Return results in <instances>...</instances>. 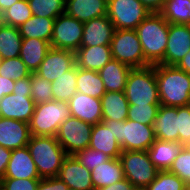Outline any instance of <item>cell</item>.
<instances>
[{
	"instance_id": "obj_1",
	"label": "cell",
	"mask_w": 190,
	"mask_h": 190,
	"mask_svg": "<svg viewBox=\"0 0 190 190\" xmlns=\"http://www.w3.org/2000/svg\"><path fill=\"white\" fill-rule=\"evenodd\" d=\"M160 105H190V74L176 66L155 64Z\"/></svg>"
},
{
	"instance_id": "obj_2",
	"label": "cell",
	"mask_w": 190,
	"mask_h": 190,
	"mask_svg": "<svg viewBox=\"0 0 190 190\" xmlns=\"http://www.w3.org/2000/svg\"><path fill=\"white\" fill-rule=\"evenodd\" d=\"M145 60L150 65L164 64L169 23L159 12L149 14L135 29Z\"/></svg>"
},
{
	"instance_id": "obj_3",
	"label": "cell",
	"mask_w": 190,
	"mask_h": 190,
	"mask_svg": "<svg viewBox=\"0 0 190 190\" xmlns=\"http://www.w3.org/2000/svg\"><path fill=\"white\" fill-rule=\"evenodd\" d=\"M27 148L41 179L56 177L68 156L56 137L31 136Z\"/></svg>"
},
{
	"instance_id": "obj_4",
	"label": "cell",
	"mask_w": 190,
	"mask_h": 190,
	"mask_svg": "<svg viewBox=\"0 0 190 190\" xmlns=\"http://www.w3.org/2000/svg\"><path fill=\"white\" fill-rule=\"evenodd\" d=\"M112 130L122 151H147L155 142L153 125L126 119L124 121L102 120Z\"/></svg>"
},
{
	"instance_id": "obj_5",
	"label": "cell",
	"mask_w": 190,
	"mask_h": 190,
	"mask_svg": "<svg viewBox=\"0 0 190 190\" xmlns=\"http://www.w3.org/2000/svg\"><path fill=\"white\" fill-rule=\"evenodd\" d=\"M124 94L129 104H160L155 65L132 68L129 72Z\"/></svg>"
},
{
	"instance_id": "obj_6",
	"label": "cell",
	"mask_w": 190,
	"mask_h": 190,
	"mask_svg": "<svg viewBox=\"0 0 190 190\" xmlns=\"http://www.w3.org/2000/svg\"><path fill=\"white\" fill-rule=\"evenodd\" d=\"M71 116L68 102L51 100L35 104L34 113L29 122L31 136L56 137L60 124Z\"/></svg>"
},
{
	"instance_id": "obj_7",
	"label": "cell",
	"mask_w": 190,
	"mask_h": 190,
	"mask_svg": "<svg viewBox=\"0 0 190 190\" xmlns=\"http://www.w3.org/2000/svg\"><path fill=\"white\" fill-rule=\"evenodd\" d=\"M125 178L137 190H144L159 170L151 162L147 151H122L120 158Z\"/></svg>"
},
{
	"instance_id": "obj_8",
	"label": "cell",
	"mask_w": 190,
	"mask_h": 190,
	"mask_svg": "<svg viewBox=\"0 0 190 190\" xmlns=\"http://www.w3.org/2000/svg\"><path fill=\"white\" fill-rule=\"evenodd\" d=\"M110 47L112 57L130 68L150 66L144 58L136 30H115Z\"/></svg>"
},
{
	"instance_id": "obj_9",
	"label": "cell",
	"mask_w": 190,
	"mask_h": 190,
	"mask_svg": "<svg viewBox=\"0 0 190 190\" xmlns=\"http://www.w3.org/2000/svg\"><path fill=\"white\" fill-rule=\"evenodd\" d=\"M149 14L140 0H107V16L116 30H135Z\"/></svg>"
},
{
	"instance_id": "obj_10",
	"label": "cell",
	"mask_w": 190,
	"mask_h": 190,
	"mask_svg": "<svg viewBox=\"0 0 190 190\" xmlns=\"http://www.w3.org/2000/svg\"><path fill=\"white\" fill-rule=\"evenodd\" d=\"M92 129V124L71 116L60 124L56 139L67 155H74L89 147Z\"/></svg>"
},
{
	"instance_id": "obj_11",
	"label": "cell",
	"mask_w": 190,
	"mask_h": 190,
	"mask_svg": "<svg viewBox=\"0 0 190 190\" xmlns=\"http://www.w3.org/2000/svg\"><path fill=\"white\" fill-rule=\"evenodd\" d=\"M84 23L67 15H59L53 25L50 45L53 48L76 52L81 47Z\"/></svg>"
},
{
	"instance_id": "obj_12",
	"label": "cell",
	"mask_w": 190,
	"mask_h": 190,
	"mask_svg": "<svg viewBox=\"0 0 190 190\" xmlns=\"http://www.w3.org/2000/svg\"><path fill=\"white\" fill-rule=\"evenodd\" d=\"M75 64V52L51 47L35 73L53 82L69 71Z\"/></svg>"
},
{
	"instance_id": "obj_13",
	"label": "cell",
	"mask_w": 190,
	"mask_h": 190,
	"mask_svg": "<svg viewBox=\"0 0 190 190\" xmlns=\"http://www.w3.org/2000/svg\"><path fill=\"white\" fill-rule=\"evenodd\" d=\"M190 50V26L170 24L164 65L176 66Z\"/></svg>"
},
{
	"instance_id": "obj_14",
	"label": "cell",
	"mask_w": 190,
	"mask_h": 190,
	"mask_svg": "<svg viewBox=\"0 0 190 190\" xmlns=\"http://www.w3.org/2000/svg\"><path fill=\"white\" fill-rule=\"evenodd\" d=\"M35 102L25 93L8 94L0 99V117L29 123L34 113Z\"/></svg>"
},
{
	"instance_id": "obj_15",
	"label": "cell",
	"mask_w": 190,
	"mask_h": 190,
	"mask_svg": "<svg viewBox=\"0 0 190 190\" xmlns=\"http://www.w3.org/2000/svg\"><path fill=\"white\" fill-rule=\"evenodd\" d=\"M64 181L69 189L94 190L91 171L80 164L73 155H68L57 176Z\"/></svg>"
},
{
	"instance_id": "obj_16",
	"label": "cell",
	"mask_w": 190,
	"mask_h": 190,
	"mask_svg": "<svg viewBox=\"0 0 190 190\" xmlns=\"http://www.w3.org/2000/svg\"><path fill=\"white\" fill-rule=\"evenodd\" d=\"M115 27L107 15L84 23L81 47L110 46Z\"/></svg>"
},
{
	"instance_id": "obj_17",
	"label": "cell",
	"mask_w": 190,
	"mask_h": 190,
	"mask_svg": "<svg viewBox=\"0 0 190 190\" xmlns=\"http://www.w3.org/2000/svg\"><path fill=\"white\" fill-rule=\"evenodd\" d=\"M30 137L29 123L0 117V146L11 150L23 148Z\"/></svg>"
},
{
	"instance_id": "obj_18",
	"label": "cell",
	"mask_w": 190,
	"mask_h": 190,
	"mask_svg": "<svg viewBox=\"0 0 190 190\" xmlns=\"http://www.w3.org/2000/svg\"><path fill=\"white\" fill-rule=\"evenodd\" d=\"M72 117L95 125L102 122L101 99L76 92L68 101Z\"/></svg>"
},
{
	"instance_id": "obj_19",
	"label": "cell",
	"mask_w": 190,
	"mask_h": 190,
	"mask_svg": "<svg viewBox=\"0 0 190 190\" xmlns=\"http://www.w3.org/2000/svg\"><path fill=\"white\" fill-rule=\"evenodd\" d=\"M153 129L156 139L179 142L177 107L160 105Z\"/></svg>"
},
{
	"instance_id": "obj_20",
	"label": "cell",
	"mask_w": 190,
	"mask_h": 190,
	"mask_svg": "<svg viewBox=\"0 0 190 190\" xmlns=\"http://www.w3.org/2000/svg\"><path fill=\"white\" fill-rule=\"evenodd\" d=\"M3 178H40L27 146L12 150L11 158Z\"/></svg>"
},
{
	"instance_id": "obj_21",
	"label": "cell",
	"mask_w": 190,
	"mask_h": 190,
	"mask_svg": "<svg viewBox=\"0 0 190 190\" xmlns=\"http://www.w3.org/2000/svg\"><path fill=\"white\" fill-rule=\"evenodd\" d=\"M65 13L85 23L107 15V0H66Z\"/></svg>"
},
{
	"instance_id": "obj_22",
	"label": "cell",
	"mask_w": 190,
	"mask_h": 190,
	"mask_svg": "<svg viewBox=\"0 0 190 190\" xmlns=\"http://www.w3.org/2000/svg\"><path fill=\"white\" fill-rule=\"evenodd\" d=\"M111 59V47L106 45L80 47L75 52L76 66L86 70L99 71Z\"/></svg>"
},
{
	"instance_id": "obj_23",
	"label": "cell",
	"mask_w": 190,
	"mask_h": 190,
	"mask_svg": "<svg viewBox=\"0 0 190 190\" xmlns=\"http://www.w3.org/2000/svg\"><path fill=\"white\" fill-rule=\"evenodd\" d=\"M184 145L179 142L156 139L147 150L151 162L159 171H168Z\"/></svg>"
},
{
	"instance_id": "obj_24",
	"label": "cell",
	"mask_w": 190,
	"mask_h": 190,
	"mask_svg": "<svg viewBox=\"0 0 190 190\" xmlns=\"http://www.w3.org/2000/svg\"><path fill=\"white\" fill-rule=\"evenodd\" d=\"M131 69L114 58L100 69L98 73L103 81L106 92H124Z\"/></svg>"
},
{
	"instance_id": "obj_25",
	"label": "cell",
	"mask_w": 190,
	"mask_h": 190,
	"mask_svg": "<svg viewBox=\"0 0 190 190\" xmlns=\"http://www.w3.org/2000/svg\"><path fill=\"white\" fill-rule=\"evenodd\" d=\"M50 48V43L43 39L23 38L19 57L30 73H35Z\"/></svg>"
},
{
	"instance_id": "obj_26",
	"label": "cell",
	"mask_w": 190,
	"mask_h": 190,
	"mask_svg": "<svg viewBox=\"0 0 190 190\" xmlns=\"http://www.w3.org/2000/svg\"><path fill=\"white\" fill-rule=\"evenodd\" d=\"M90 148L102 151L111 158H120L122 148L117 142L112 130L103 122L93 125Z\"/></svg>"
},
{
	"instance_id": "obj_27",
	"label": "cell",
	"mask_w": 190,
	"mask_h": 190,
	"mask_svg": "<svg viewBox=\"0 0 190 190\" xmlns=\"http://www.w3.org/2000/svg\"><path fill=\"white\" fill-rule=\"evenodd\" d=\"M94 189L110 186L125 179L122 162L111 158L91 171Z\"/></svg>"
},
{
	"instance_id": "obj_28",
	"label": "cell",
	"mask_w": 190,
	"mask_h": 190,
	"mask_svg": "<svg viewBox=\"0 0 190 190\" xmlns=\"http://www.w3.org/2000/svg\"><path fill=\"white\" fill-rule=\"evenodd\" d=\"M102 120L124 121L129 103L124 92H106L101 98Z\"/></svg>"
},
{
	"instance_id": "obj_29",
	"label": "cell",
	"mask_w": 190,
	"mask_h": 190,
	"mask_svg": "<svg viewBox=\"0 0 190 190\" xmlns=\"http://www.w3.org/2000/svg\"><path fill=\"white\" fill-rule=\"evenodd\" d=\"M22 40L18 27L0 23V60L18 57Z\"/></svg>"
},
{
	"instance_id": "obj_30",
	"label": "cell",
	"mask_w": 190,
	"mask_h": 190,
	"mask_svg": "<svg viewBox=\"0 0 190 190\" xmlns=\"http://www.w3.org/2000/svg\"><path fill=\"white\" fill-rule=\"evenodd\" d=\"M55 19L32 16L19 27L22 38L43 39L50 43Z\"/></svg>"
},
{
	"instance_id": "obj_31",
	"label": "cell",
	"mask_w": 190,
	"mask_h": 190,
	"mask_svg": "<svg viewBox=\"0 0 190 190\" xmlns=\"http://www.w3.org/2000/svg\"><path fill=\"white\" fill-rule=\"evenodd\" d=\"M77 92L100 99L105 93L103 81L94 70H86L78 67Z\"/></svg>"
},
{
	"instance_id": "obj_32",
	"label": "cell",
	"mask_w": 190,
	"mask_h": 190,
	"mask_svg": "<svg viewBox=\"0 0 190 190\" xmlns=\"http://www.w3.org/2000/svg\"><path fill=\"white\" fill-rule=\"evenodd\" d=\"M78 67L76 64L65 74L51 82L53 100L68 102L77 92Z\"/></svg>"
},
{
	"instance_id": "obj_33",
	"label": "cell",
	"mask_w": 190,
	"mask_h": 190,
	"mask_svg": "<svg viewBox=\"0 0 190 190\" xmlns=\"http://www.w3.org/2000/svg\"><path fill=\"white\" fill-rule=\"evenodd\" d=\"M159 13L170 24L190 25L189 0H165Z\"/></svg>"
},
{
	"instance_id": "obj_34",
	"label": "cell",
	"mask_w": 190,
	"mask_h": 190,
	"mask_svg": "<svg viewBox=\"0 0 190 190\" xmlns=\"http://www.w3.org/2000/svg\"><path fill=\"white\" fill-rule=\"evenodd\" d=\"M31 17L32 12L28 1L20 0L0 15V23L19 28Z\"/></svg>"
},
{
	"instance_id": "obj_35",
	"label": "cell",
	"mask_w": 190,
	"mask_h": 190,
	"mask_svg": "<svg viewBox=\"0 0 190 190\" xmlns=\"http://www.w3.org/2000/svg\"><path fill=\"white\" fill-rule=\"evenodd\" d=\"M32 16L56 19L65 13L66 0H27Z\"/></svg>"
},
{
	"instance_id": "obj_36",
	"label": "cell",
	"mask_w": 190,
	"mask_h": 190,
	"mask_svg": "<svg viewBox=\"0 0 190 190\" xmlns=\"http://www.w3.org/2000/svg\"><path fill=\"white\" fill-rule=\"evenodd\" d=\"M30 74V71L19 56L0 60V76L6 79L17 81L30 76Z\"/></svg>"
},
{
	"instance_id": "obj_37",
	"label": "cell",
	"mask_w": 190,
	"mask_h": 190,
	"mask_svg": "<svg viewBox=\"0 0 190 190\" xmlns=\"http://www.w3.org/2000/svg\"><path fill=\"white\" fill-rule=\"evenodd\" d=\"M144 190H187V184L169 171H159Z\"/></svg>"
},
{
	"instance_id": "obj_38",
	"label": "cell",
	"mask_w": 190,
	"mask_h": 190,
	"mask_svg": "<svg viewBox=\"0 0 190 190\" xmlns=\"http://www.w3.org/2000/svg\"><path fill=\"white\" fill-rule=\"evenodd\" d=\"M31 78V98L35 104L44 103L53 100L52 84L45 78L36 73L30 74Z\"/></svg>"
},
{
	"instance_id": "obj_39",
	"label": "cell",
	"mask_w": 190,
	"mask_h": 190,
	"mask_svg": "<svg viewBox=\"0 0 190 190\" xmlns=\"http://www.w3.org/2000/svg\"><path fill=\"white\" fill-rule=\"evenodd\" d=\"M160 104L132 105L129 104L127 119L145 125H153Z\"/></svg>"
},
{
	"instance_id": "obj_40",
	"label": "cell",
	"mask_w": 190,
	"mask_h": 190,
	"mask_svg": "<svg viewBox=\"0 0 190 190\" xmlns=\"http://www.w3.org/2000/svg\"><path fill=\"white\" fill-rule=\"evenodd\" d=\"M73 156L80 164L85 166L90 171L111 159V157L104 152L94 150L90 147L76 152Z\"/></svg>"
},
{
	"instance_id": "obj_41",
	"label": "cell",
	"mask_w": 190,
	"mask_h": 190,
	"mask_svg": "<svg viewBox=\"0 0 190 190\" xmlns=\"http://www.w3.org/2000/svg\"><path fill=\"white\" fill-rule=\"evenodd\" d=\"M168 171L177 175L186 184L190 183V152L185 147L177 155Z\"/></svg>"
},
{
	"instance_id": "obj_42",
	"label": "cell",
	"mask_w": 190,
	"mask_h": 190,
	"mask_svg": "<svg viewBox=\"0 0 190 190\" xmlns=\"http://www.w3.org/2000/svg\"><path fill=\"white\" fill-rule=\"evenodd\" d=\"M179 143H190V105L177 107Z\"/></svg>"
},
{
	"instance_id": "obj_43",
	"label": "cell",
	"mask_w": 190,
	"mask_h": 190,
	"mask_svg": "<svg viewBox=\"0 0 190 190\" xmlns=\"http://www.w3.org/2000/svg\"><path fill=\"white\" fill-rule=\"evenodd\" d=\"M41 178H1L0 190H36Z\"/></svg>"
},
{
	"instance_id": "obj_44",
	"label": "cell",
	"mask_w": 190,
	"mask_h": 190,
	"mask_svg": "<svg viewBox=\"0 0 190 190\" xmlns=\"http://www.w3.org/2000/svg\"><path fill=\"white\" fill-rule=\"evenodd\" d=\"M68 185L60 178L51 177L40 179L36 190H68Z\"/></svg>"
},
{
	"instance_id": "obj_45",
	"label": "cell",
	"mask_w": 190,
	"mask_h": 190,
	"mask_svg": "<svg viewBox=\"0 0 190 190\" xmlns=\"http://www.w3.org/2000/svg\"><path fill=\"white\" fill-rule=\"evenodd\" d=\"M31 78L30 76L15 81L13 94L25 93V95H31Z\"/></svg>"
},
{
	"instance_id": "obj_46",
	"label": "cell",
	"mask_w": 190,
	"mask_h": 190,
	"mask_svg": "<svg viewBox=\"0 0 190 190\" xmlns=\"http://www.w3.org/2000/svg\"><path fill=\"white\" fill-rule=\"evenodd\" d=\"M11 153V149L0 146V178H3L6 173L8 162L11 158Z\"/></svg>"
},
{
	"instance_id": "obj_47",
	"label": "cell",
	"mask_w": 190,
	"mask_h": 190,
	"mask_svg": "<svg viewBox=\"0 0 190 190\" xmlns=\"http://www.w3.org/2000/svg\"><path fill=\"white\" fill-rule=\"evenodd\" d=\"M15 81L6 79L0 76V99L8 94H12L14 90Z\"/></svg>"
},
{
	"instance_id": "obj_48",
	"label": "cell",
	"mask_w": 190,
	"mask_h": 190,
	"mask_svg": "<svg viewBox=\"0 0 190 190\" xmlns=\"http://www.w3.org/2000/svg\"><path fill=\"white\" fill-rule=\"evenodd\" d=\"M94 190H136L133 185L125 178L110 186L102 187Z\"/></svg>"
},
{
	"instance_id": "obj_49",
	"label": "cell",
	"mask_w": 190,
	"mask_h": 190,
	"mask_svg": "<svg viewBox=\"0 0 190 190\" xmlns=\"http://www.w3.org/2000/svg\"><path fill=\"white\" fill-rule=\"evenodd\" d=\"M143 5L152 13L160 12L165 0H140Z\"/></svg>"
},
{
	"instance_id": "obj_50",
	"label": "cell",
	"mask_w": 190,
	"mask_h": 190,
	"mask_svg": "<svg viewBox=\"0 0 190 190\" xmlns=\"http://www.w3.org/2000/svg\"><path fill=\"white\" fill-rule=\"evenodd\" d=\"M177 68L183 70L184 72L190 74V50L187 54L181 59V61L176 65Z\"/></svg>"
},
{
	"instance_id": "obj_51",
	"label": "cell",
	"mask_w": 190,
	"mask_h": 190,
	"mask_svg": "<svg viewBox=\"0 0 190 190\" xmlns=\"http://www.w3.org/2000/svg\"><path fill=\"white\" fill-rule=\"evenodd\" d=\"M20 0H0V15Z\"/></svg>"
},
{
	"instance_id": "obj_52",
	"label": "cell",
	"mask_w": 190,
	"mask_h": 190,
	"mask_svg": "<svg viewBox=\"0 0 190 190\" xmlns=\"http://www.w3.org/2000/svg\"><path fill=\"white\" fill-rule=\"evenodd\" d=\"M184 147L190 152V143L186 144Z\"/></svg>"
},
{
	"instance_id": "obj_53",
	"label": "cell",
	"mask_w": 190,
	"mask_h": 190,
	"mask_svg": "<svg viewBox=\"0 0 190 190\" xmlns=\"http://www.w3.org/2000/svg\"><path fill=\"white\" fill-rule=\"evenodd\" d=\"M187 190H190V183L187 184Z\"/></svg>"
}]
</instances>
